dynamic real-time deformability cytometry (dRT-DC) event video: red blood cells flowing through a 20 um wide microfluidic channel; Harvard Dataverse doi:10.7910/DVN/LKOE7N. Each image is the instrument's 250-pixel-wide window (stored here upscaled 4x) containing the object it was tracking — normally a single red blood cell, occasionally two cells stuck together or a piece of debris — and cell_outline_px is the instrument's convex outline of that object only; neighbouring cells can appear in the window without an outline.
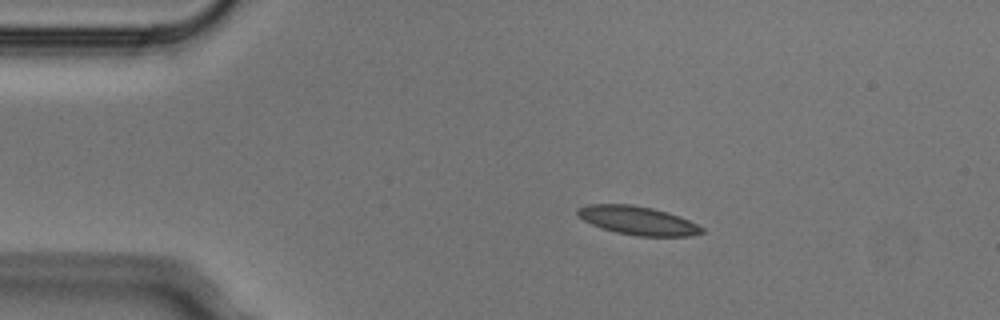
{"species": "Egyptian fruit bat (a non-hibernating species)", "species_latin": "Rousettus aegyptiacus", "temperature_condition": "cold", "stored_images_in_passage": 3, "camera_frame_rate_fps": 3000, "um_per_image_px": 0.085, "animal": {"sex": "male"}, "frame": {"image": 1, "passage_image": 1, "time_ms": 0.0, "image_size_px": [1000, 320], "cell_outline_px": [[704, 232], [692, 236], [636, 236], [616, 232], [592, 224], [584, 220], [576, 212], [576, 208], [588, 204], [632, 204], [652, 208], [668, 212], [680, 216], [704, 228]], "centroid_in_image_um": [54.22, 18.74], "position_along_channel_um": 30.8, "area_um2": 20.63}}
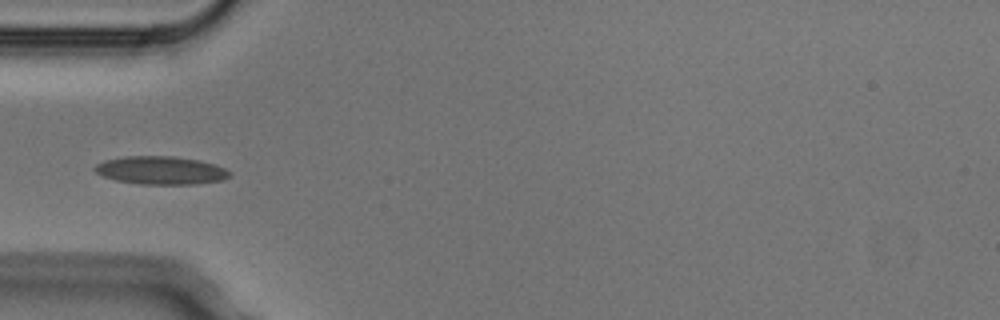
{"frame": {"image": 2, "passage_image": 3, "time_ms": 0.667, "image_size_px": [1000, 320], "cell_outline_px": [[232, 176], [224, 180], [196, 184], [140, 184], [116, 180], [104, 176], [96, 172], [92, 168], [96, 164], [104, 160], [124, 156], [176, 156], [200, 160], [216, 164], [232, 172]], "centroid_in_image_um": [13.72, 14.47], "position_along_channel_um": 71.3, "area_um2": 22.37}}